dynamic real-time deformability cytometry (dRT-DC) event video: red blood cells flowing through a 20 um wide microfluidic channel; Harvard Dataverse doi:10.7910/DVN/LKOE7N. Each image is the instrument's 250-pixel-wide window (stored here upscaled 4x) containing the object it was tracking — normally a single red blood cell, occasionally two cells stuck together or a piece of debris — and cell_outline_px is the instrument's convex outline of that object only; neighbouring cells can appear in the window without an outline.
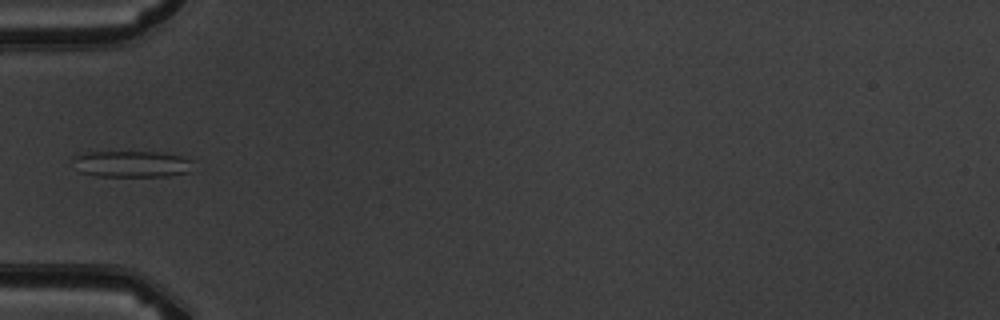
{"species": "common noctule bat (a hibernating species)", "species_latin": "Nyctalus noctula", "temperature_condition": "warm", "stored_images_in_passage": 4, "camera_frame_rate_fps": 3000, "um_per_image_px": 0.085, "animal": {"sex": "male", "body_mass_g": 19.5, "forearm_length_mm": 54.6}, "frame": {"image": 1, "passage_image": 4, "time_ms": 4.333, "image_size_px": [1000, 320], "cell_outline_px": [[196, 160], [188, 172], [168, 176], [96, 176], [80, 172], [72, 160], [76, 156], [84, 152], [164, 152]], "centroid_in_image_um": [11.24, 13.93], "position_along_channel_um": 73.8, "area_um2": 18.61}}